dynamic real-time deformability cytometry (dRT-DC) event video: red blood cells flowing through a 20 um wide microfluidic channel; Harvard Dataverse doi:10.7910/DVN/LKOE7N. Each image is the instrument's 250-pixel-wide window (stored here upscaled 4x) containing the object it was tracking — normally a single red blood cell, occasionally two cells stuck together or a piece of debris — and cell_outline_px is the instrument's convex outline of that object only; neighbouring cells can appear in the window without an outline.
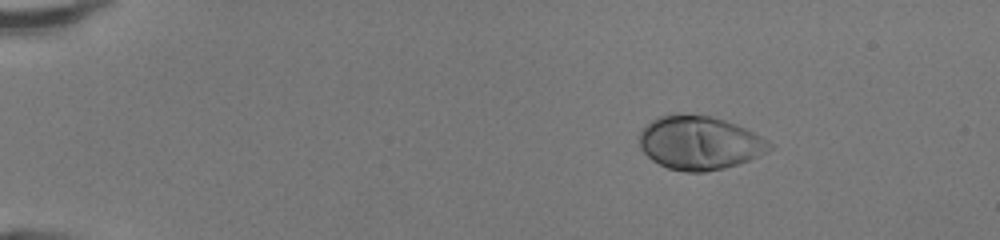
{"species": "human", "species_latin": "Homo sapiens", "temperature_condition": "room temperature", "stored_images_in_passage": 42, "camera_frame_rate_fps": 3000, "um_per_image_px": 0.085, "donor": {"sex": "female"}, "frame": {"image": 1, "passage_image": 1, "time_ms": 0.0, "image_size_px": [1000, 240], "cell_outline_px": [[776, 148], [748, 160], [724, 168], [704, 172], [684, 172], [668, 168], [652, 160], [640, 148], [640, 132], [656, 116], [672, 112], [676, 112], [712, 116], [748, 128], [776, 144]], "centroid_in_image_um": [59.5, 12.11], "position_along_channel_um": 25.5, "area_um2": 41.33}}
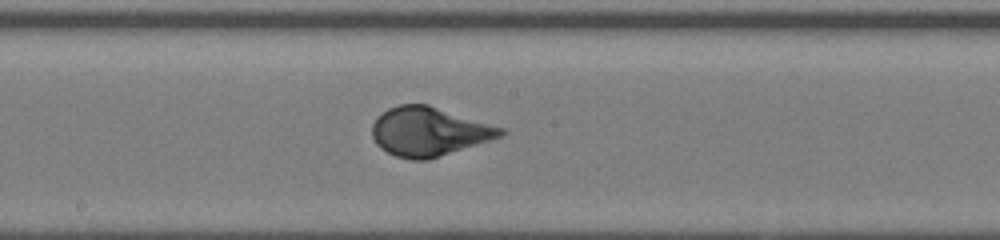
{"frame": {"image": 2, "passage_image": 21, "time_ms": 6.667, "image_size_px": [1000, 240], "cell_outline_px": [[508, 132], [504, 136], [428, 160], [412, 160], [396, 156], [380, 148], [376, 144], [372, 136], [372, 124], [376, 116], [388, 108], [400, 104], [428, 104], [504, 128]], "centroid_in_image_um": [36.46, 11.18], "position_along_channel_um": 211.7, "area_um2": 36.88}}
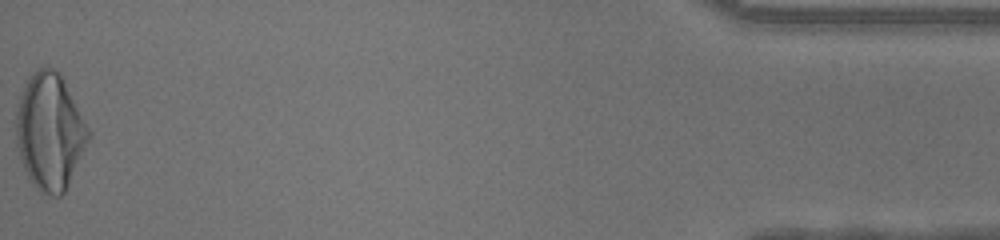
{"frame": {"image": 3, "passage_image": 42, "time_ms": 13.667, "image_size_px": [1000, 240], "cell_outline_px": [[92, 136], [64, 192], [60, 196], [52, 196], [36, 188], [32, 184], [20, 160], [16, 144], [12, 120], [20, 96], [32, 72], [36, 68], [52, 68], [60, 72], [92, 132]], "centroid_in_image_um": [4.22, 11.17], "position_along_channel_um": 431.0, "area_um2": 49.77}, "authors_computed_cell_mechanics": {"area_um2": 37.1076, "velocity_mm_per_s": 4.3051, "shape_relaxation_time_tau1_ms": 3.8757, "shape_relaxation_time_tau2_ms": null, "deformation_change_tau1": 0.2249, "deformation_change_tau2": null}}